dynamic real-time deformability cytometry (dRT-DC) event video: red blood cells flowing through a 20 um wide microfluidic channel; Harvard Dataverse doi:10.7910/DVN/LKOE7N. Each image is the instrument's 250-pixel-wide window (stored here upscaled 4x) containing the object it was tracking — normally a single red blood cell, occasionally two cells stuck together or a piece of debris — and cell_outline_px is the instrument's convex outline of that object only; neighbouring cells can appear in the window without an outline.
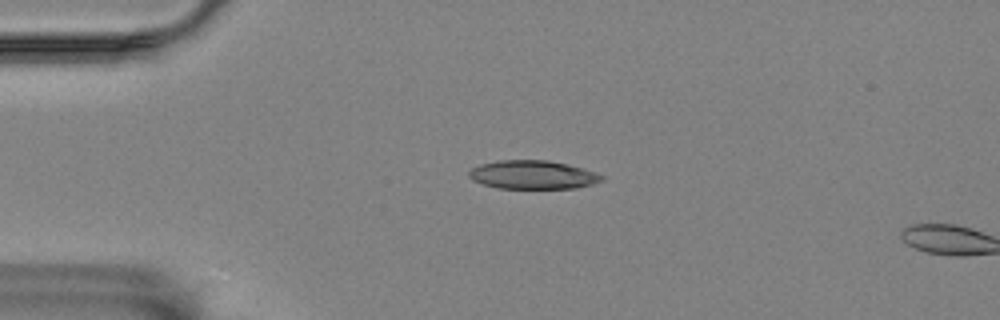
{"species": "Egyptian fruit bat (a non-hibernating species)", "species_latin": "Rousettus aegyptiacus", "temperature_condition": "room temperature", "stored_images_in_passage": 4, "camera_frame_rate_fps": 3000, "um_per_image_px": 0.085, "animal": {"sex": "female"}, "frame": {"image": 1, "passage_image": 3, "time_ms": 2.667, "image_size_px": [1000, 320], "cell_outline_px": [[604, 180], [592, 184], [576, 188], [496, 188], [472, 180], [468, 176], [468, 172], [472, 168], [480, 164], [500, 160], [548, 160], [568, 164], [604, 176]], "centroid_in_image_um": [45.26, 14.85], "position_along_channel_um": 39.7, "area_um2": 21.96}}